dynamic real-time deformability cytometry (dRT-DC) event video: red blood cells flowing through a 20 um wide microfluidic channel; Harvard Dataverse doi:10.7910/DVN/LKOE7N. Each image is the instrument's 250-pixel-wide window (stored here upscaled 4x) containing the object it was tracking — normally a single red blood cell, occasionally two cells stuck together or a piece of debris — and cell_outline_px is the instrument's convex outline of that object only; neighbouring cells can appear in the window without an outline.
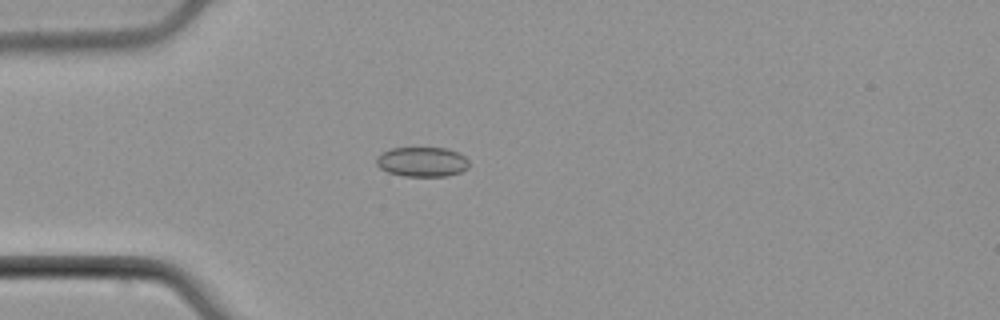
{"species": "common noctule bat (a hibernating species)", "species_latin": "Nyctalus noctula", "temperature_condition": "cold", "stored_images_in_passage": 51, "camera_frame_rate_fps": 3000, "um_per_image_px": 0.085, "animal": {"sex": "male", "body_mass_g": 21.5, "forearm_length_mm": 52.0}, "frame": {"image": 1, "passage_image": 12, "time_ms": 3.667, "image_size_px": [1000, 320], "cell_outline_px": [[468, 168], [460, 172], [448, 176], [404, 176], [388, 172], [380, 168], [376, 164], [376, 160], [384, 152], [392, 148], [448, 148], [464, 156], [468, 160]], "centroid_in_image_um": [35.9, 13.76], "position_along_channel_um": 49.1, "area_um2": 15.9}}
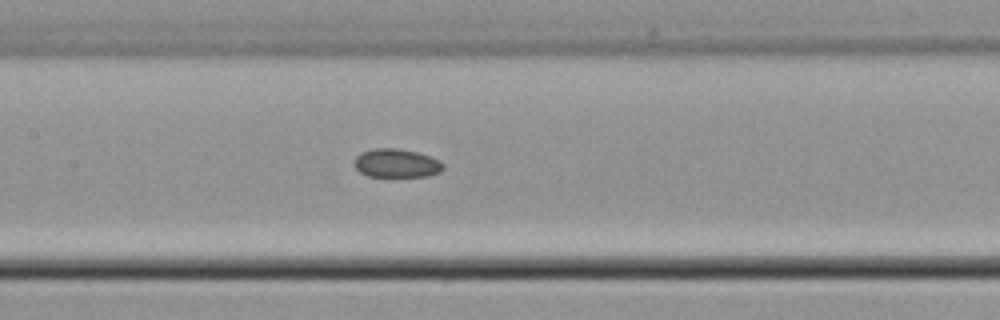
{"frame": {"image": 2, "passage_image": 23, "time_ms": 7.333, "image_size_px": [1000, 320], "cell_outline_px": [[444, 168], [440, 172], [428, 176], [368, 176], [360, 172], [352, 164], [356, 156], [360, 152], [372, 148], [396, 148], [416, 152], [440, 160], [444, 164]], "centroid_in_image_um": [33.67, 13.86], "position_along_channel_um": 173.7, "area_um2": 14.91}}
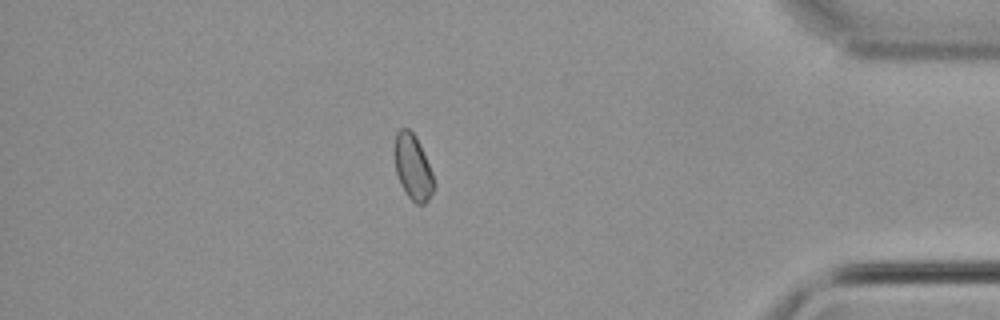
{"frame": {"image": 3, "passage_image": 44, "time_ms": 14.333, "image_size_px": [1000, 320], "cell_outline_px": [[436, 184], [428, 200], [424, 204], [416, 204], [408, 196], [400, 184], [396, 172], [392, 152], [392, 148], [396, 132], [400, 128], [408, 128], [416, 136], [420, 144], [432, 172]], "centroid_in_image_um": [35.06, 14.18], "position_along_channel_um": 400.1, "area_um2": 15.37}}